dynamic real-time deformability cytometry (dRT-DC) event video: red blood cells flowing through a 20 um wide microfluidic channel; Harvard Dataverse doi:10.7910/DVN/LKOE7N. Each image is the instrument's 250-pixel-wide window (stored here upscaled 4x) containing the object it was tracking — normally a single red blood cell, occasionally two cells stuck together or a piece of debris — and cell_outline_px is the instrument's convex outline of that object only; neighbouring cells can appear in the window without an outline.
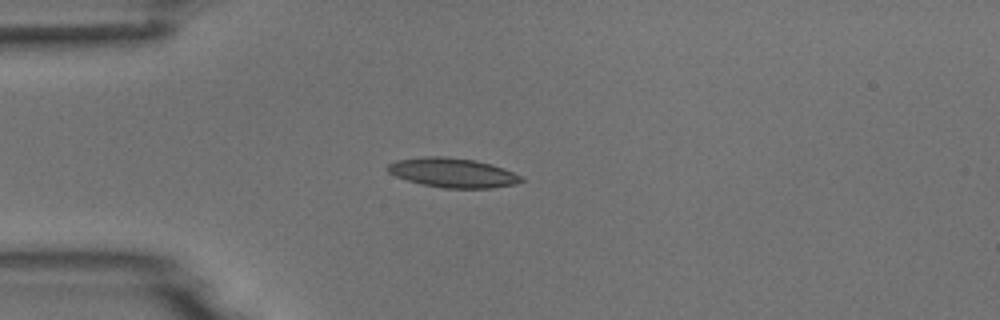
{"species": "common noctule bat (a hibernating species)", "species_latin": "Nyctalus noctula", "temperature_condition": "room temperature", "stored_images_in_passage": 1, "camera_frame_rate_fps": 3000, "um_per_image_px": 0.085, "animal": {"sex": "male", "body_mass_g": 18.8}, "frame": {"image": 1, "passage_image": 1, "time_ms": 0.0, "image_size_px": [1000, 320], "cell_outline_px": [[524, 180], [516, 184], [492, 188], [444, 188], [424, 184], [408, 180], [396, 176], [388, 172], [384, 168], [388, 164], [396, 160], [424, 156], [444, 156], [476, 160], [492, 164], [504, 168], [520, 176]], "centroid_in_image_um": [38.47, 14.67], "position_along_channel_um": 46.5, "area_um2": 22.95}}